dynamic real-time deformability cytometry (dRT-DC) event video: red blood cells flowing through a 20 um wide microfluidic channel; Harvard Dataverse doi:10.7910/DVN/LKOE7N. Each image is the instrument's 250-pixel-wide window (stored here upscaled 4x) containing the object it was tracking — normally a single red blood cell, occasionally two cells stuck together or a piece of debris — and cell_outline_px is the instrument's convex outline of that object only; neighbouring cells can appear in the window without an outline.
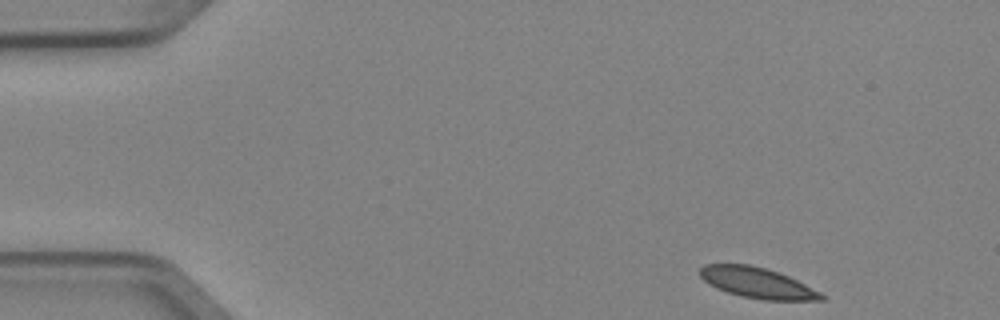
{"species": "Egyptian fruit bat (a non-hibernating species)", "species_latin": "Rousettus aegyptiacus", "temperature_condition": "cold", "stored_images_in_passage": 4, "segment_of_instrument_passage": [2, 2], "camera_frame_rate_fps": 3000, "um_per_image_px": 0.085, "animal": {"sex": "female"}, "frame": {"image": 1, "passage_image": 4, "time_ms": 1.0, "image_size_px": [1000, 320], "cell_outline_px": [[828, 296], [824, 300], [764, 300], [740, 296], [716, 288], [708, 284], [700, 276], [700, 268], [704, 264], [748, 264], [764, 268], [788, 276]], "centroid_in_image_um": [64.36, 24.05], "position_along_channel_um": 20.6, "area_um2": 21.5}}